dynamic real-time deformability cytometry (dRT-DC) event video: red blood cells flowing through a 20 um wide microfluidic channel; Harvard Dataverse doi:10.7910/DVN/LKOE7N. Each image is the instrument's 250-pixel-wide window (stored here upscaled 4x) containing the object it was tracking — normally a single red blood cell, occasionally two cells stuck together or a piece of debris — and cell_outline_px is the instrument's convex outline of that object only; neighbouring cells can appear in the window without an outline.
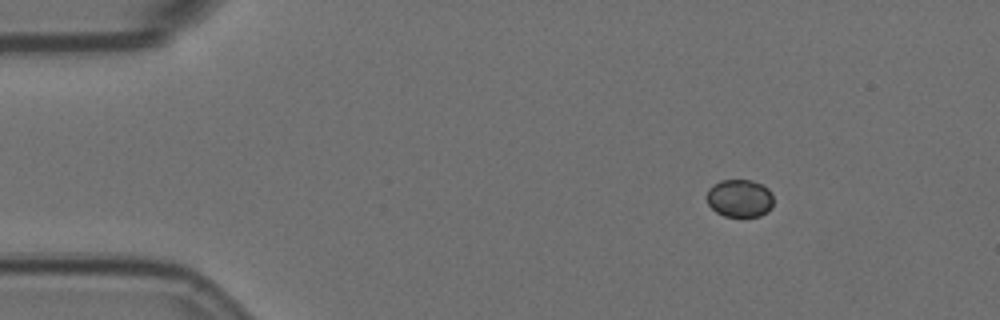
{"species": "Egyptian fruit bat (a non-hibernating species)", "species_latin": "Rousettus aegyptiacus", "temperature_condition": "room temperature", "stored_images_in_passage": 6, "camera_frame_rate_fps": 3000, "um_per_image_px": 0.085, "animal": {"sex": "female"}, "frame": {"image": 1, "passage_image": 2, "time_ms": 0.333, "image_size_px": [1000, 320], "cell_outline_px": [[772, 208], [768, 212], [760, 216], [724, 216], [716, 212], [708, 204], [704, 196], [708, 188], [720, 180], [752, 180], [768, 188], [772, 192]], "centroid_in_image_um": [62.85, 16.85], "position_along_channel_um": 22.2, "area_um2": 14.91}}
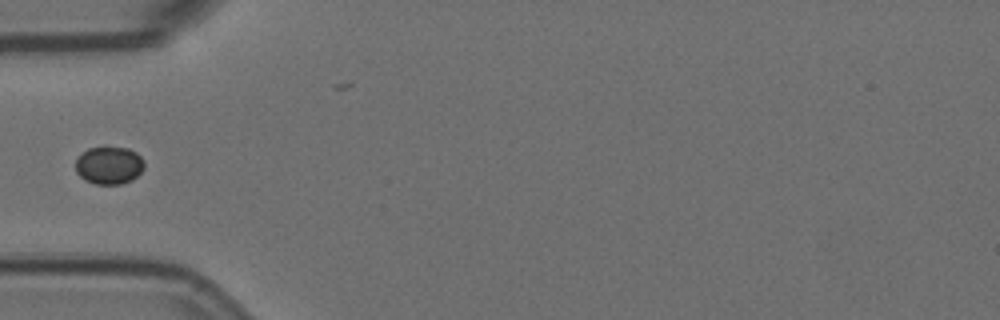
{"frame": {"image": 2, "passage_image": 5, "time_ms": 1.333, "image_size_px": [1000, 320], "cell_outline_px": [[144, 168], [132, 180], [120, 184], [96, 184], [84, 180], [76, 172], [76, 156], [88, 148], [104, 144], [128, 148], [136, 152], [144, 160]], "centroid_in_image_um": [9.25, 14.0], "position_along_channel_um": 75.8, "area_um2": 15.66}}